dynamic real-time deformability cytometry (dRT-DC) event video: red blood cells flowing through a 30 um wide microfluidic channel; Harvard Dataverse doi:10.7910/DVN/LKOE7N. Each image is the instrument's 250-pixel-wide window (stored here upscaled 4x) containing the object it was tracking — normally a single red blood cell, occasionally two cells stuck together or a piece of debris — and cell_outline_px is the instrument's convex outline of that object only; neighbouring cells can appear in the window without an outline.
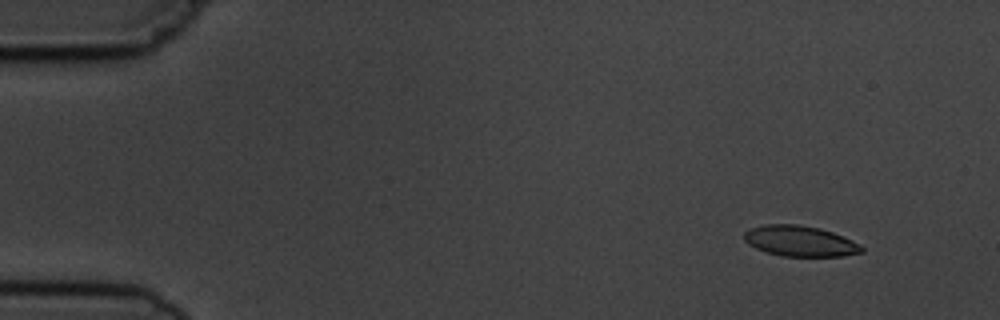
{"species": "common noctule bat (a hibernating species)", "species_latin": "Nyctalus noctula", "temperature_condition": "cold", "stored_images_in_passage": 5, "camera_frame_rate_fps": 3000, "um_per_image_px": 0.085, "animal": {"sex": "male", "body_mass_g": 19.5, "forearm_length_mm": 54.6}, "frame": {"image": 1, "passage_image": 2, "time_ms": 1.0, "image_size_px": [1000, 320], "cell_outline_px": [[864, 252], [840, 256], [780, 256], [756, 248], [748, 244], [744, 240], [744, 232], [752, 228], [764, 224], [800, 224], [820, 228], [832, 232], [852, 240], [860, 244], [864, 248]], "centroid_in_image_um": [68.01, 20.49], "position_along_channel_um": 17.0, "area_um2": 20.98}}
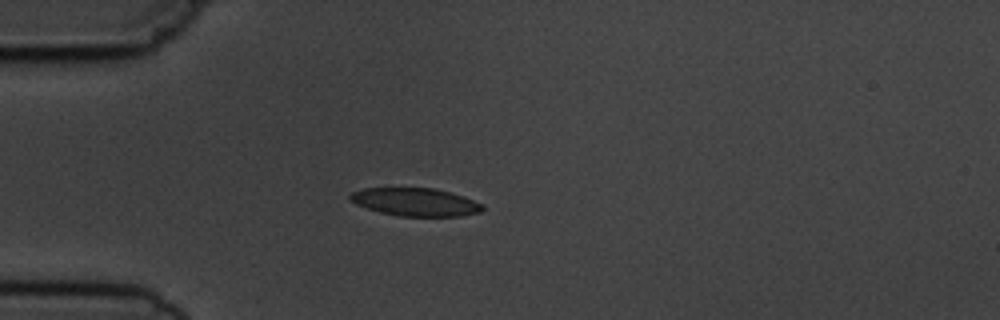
{"frame": {"image": 2, "passage_image": 4, "time_ms": 4.333, "image_size_px": [1000, 320], "cell_outline_px": [[484, 208], [480, 212], [460, 216], [400, 216], [380, 212], [356, 204], [348, 200], [348, 196], [352, 192], [364, 188], [432, 188], [464, 196], [484, 204]], "centroid_in_image_um": [35.31, 17.17], "position_along_channel_um": 49.7, "area_um2": 21.56}}